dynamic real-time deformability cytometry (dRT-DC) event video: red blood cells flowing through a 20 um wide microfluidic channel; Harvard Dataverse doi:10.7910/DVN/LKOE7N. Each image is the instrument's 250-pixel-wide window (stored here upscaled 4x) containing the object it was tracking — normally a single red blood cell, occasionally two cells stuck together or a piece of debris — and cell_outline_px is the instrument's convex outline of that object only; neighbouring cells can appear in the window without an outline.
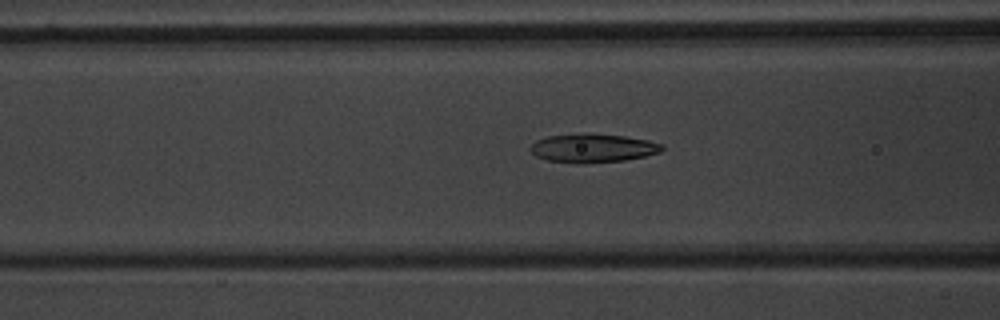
{"species": "common noctule bat (a hibernating species)", "species_latin": "Nyctalus noctula", "temperature_condition": "warm", "stored_images_in_passage": 55, "camera_frame_rate_fps": 3000, "um_per_image_px": 0.085, "animal": {"sex": "male", "body_mass_g": 20.1, "forearm_length_mm": 53.5}, "frame": {"image": 1, "passage_image": 22, "time_ms": 7.0, "image_size_px": [1000, 320], "cell_outline_px": [[664, 148], [660, 152], [644, 156], [624, 160], [584, 164], [576, 164], [548, 160], [536, 156], [528, 148], [536, 140], [548, 136], [588, 132], [624, 136], [648, 140], [664, 144]], "centroid_in_image_um": [50.38, 12.58], "position_along_channel_um": 116.2, "area_um2": 22.31}}
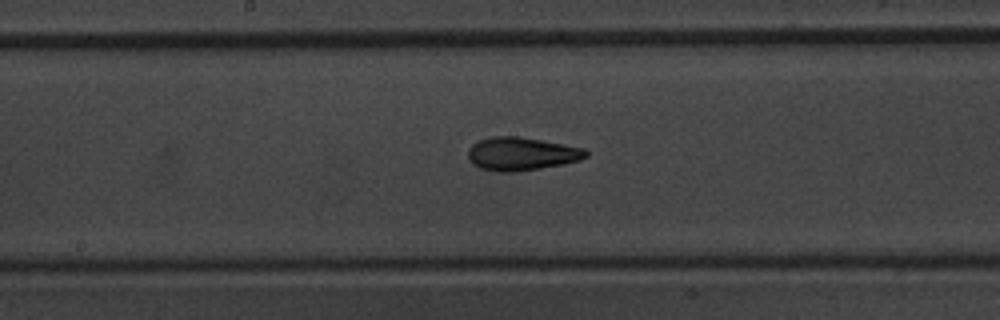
{"frame": {"image": 2, "passage_image": 29, "time_ms": 9.333, "image_size_px": [1000, 320], "cell_outline_px": [[588, 156], [580, 160], [564, 164], [540, 168], [512, 172], [496, 172], [480, 168], [472, 164], [468, 156], [468, 148], [472, 144], [480, 140], [492, 136], [520, 136], [584, 148], [588, 152]], "centroid_in_image_um": [44.31, 13.07], "position_along_channel_um": 203.9, "area_um2": 22.89}}
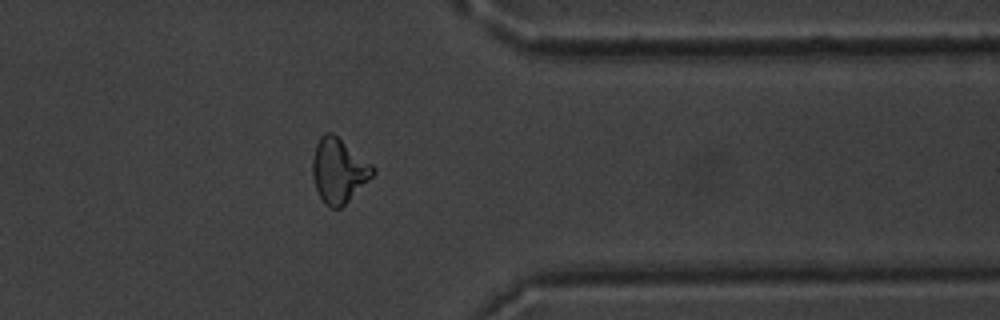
{"frame": {"image": 3, "passage_image": 44, "time_ms": 14.333, "image_size_px": [1000, 320], "cell_outline_px": [[376, 172], [340, 208], [332, 208], [324, 204], [316, 188], [312, 176], [312, 156], [316, 144], [320, 136], [324, 132], [332, 132], [372, 164], [376, 168]], "centroid_in_image_um": [28.76, 14.47], "position_along_channel_um": 382.6, "area_um2": 22.48}}